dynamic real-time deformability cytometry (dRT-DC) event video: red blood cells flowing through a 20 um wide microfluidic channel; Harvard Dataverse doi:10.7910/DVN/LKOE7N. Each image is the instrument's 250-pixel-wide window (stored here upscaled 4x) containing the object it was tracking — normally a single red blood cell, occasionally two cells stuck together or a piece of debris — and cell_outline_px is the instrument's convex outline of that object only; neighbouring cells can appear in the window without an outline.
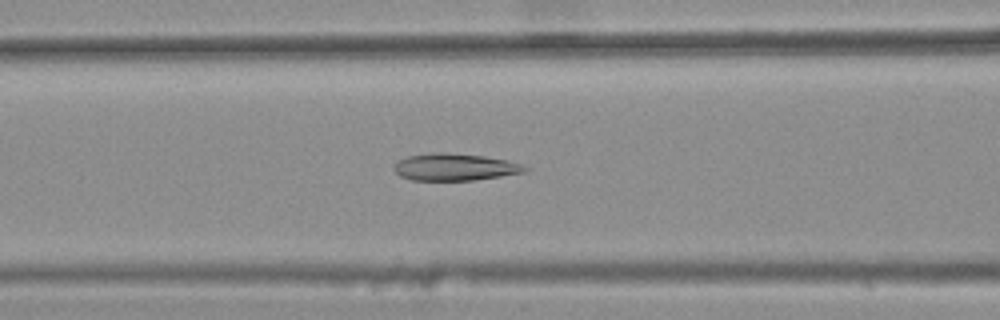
{"species": "common noctule bat (a hibernating species)", "species_latin": "Nyctalus noctula", "temperature_condition": "warm", "stored_images_in_passage": 45, "camera_frame_rate_fps": 3000, "um_per_image_px": 0.085, "animal": {"sex": "female", "body_mass_g": 25.1}, "frame": {"image": 1, "passage_image": 21, "time_ms": 6.667, "image_size_px": [1000, 320], "cell_outline_px": [[528, 168], [524, 172], [500, 176], [472, 180], [412, 180], [400, 176], [392, 168], [400, 160], [408, 156], [432, 152], [444, 152], [484, 156], [508, 160], [520, 164]], "centroid_in_image_um": [38.63, 14.19], "position_along_channel_um": 128.0, "area_um2": 20.46}}
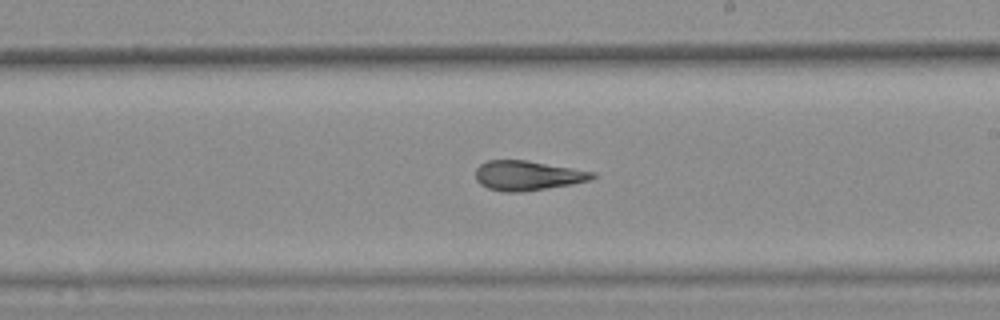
{"frame": {"image": 2, "passage_image": 30, "time_ms": 9.667, "image_size_px": [1000, 320], "cell_outline_px": [[596, 176], [592, 180], [572, 184], [520, 192], [504, 192], [488, 188], [480, 184], [476, 180], [476, 168], [480, 164], [488, 160], [524, 160], [596, 172]], "centroid_in_image_um": [44.84, 14.92], "position_along_channel_um": 244.2, "area_um2": 20.11}}
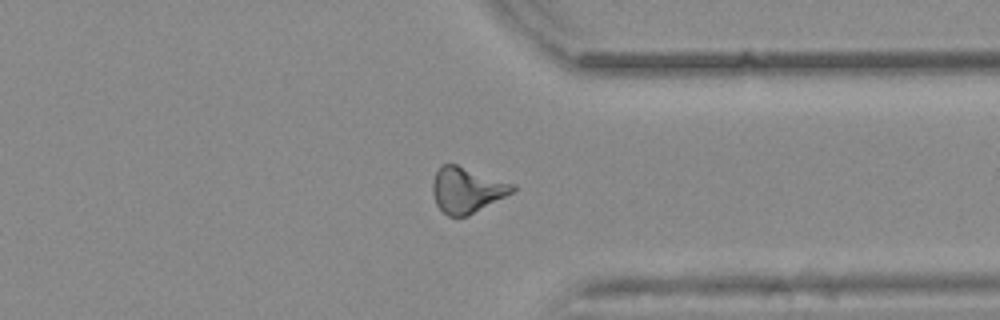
{"frame": {"image": 3, "passage_image": 40, "time_ms": 13.0, "image_size_px": [1000, 320], "cell_outline_px": [[516, 188], [512, 192], [468, 216], [448, 216], [436, 204], [432, 192], [432, 184], [436, 172], [440, 164], [456, 164], [516, 184]], "centroid_in_image_um": [39.66, 16.13], "position_along_channel_um": 371.7, "area_um2": 21.1}, "authors_computed_cell_mechanics": {"area_um2": 20.9814, "velocity_mm_per_s": 3.8789, "shape_relaxation_time_tau1_ms": null, "shape_relaxation_time_tau2_ms": 2.9383, "deformation_change_tau1": null, "deformation_change_tau2": 0.1118}}